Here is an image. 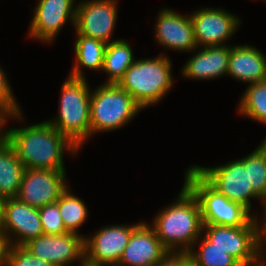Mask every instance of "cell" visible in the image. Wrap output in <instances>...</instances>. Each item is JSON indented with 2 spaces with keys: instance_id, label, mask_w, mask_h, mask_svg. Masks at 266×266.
Listing matches in <instances>:
<instances>
[{
  "instance_id": "cell-1",
  "label": "cell",
  "mask_w": 266,
  "mask_h": 266,
  "mask_svg": "<svg viewBox=\"0 0 266 266\" xmlns=\"http://www.w3.org/2000/svg\"><path fill=\"white\" fill-rule=\"evenodd\" d=\"M5 133V139L26 169L65 171L64 150L75 155L79 149L48 121L25 128H10Z\"/></svg>"
},
{
  "instance_id": "cell-2",
  "label": "cell",
  "mask_w": 266,
  "mask_h": 266,
  "mask_svg": "<svg viewBox=\"0 0 266 266\" xmlns=\"http://www.w3.org/2000/svg\"><path fill=\"white\" fill-rule=\"evenodd\" d=\"M151 227L168 251L189 252L204 232L197 198L184 185L177 201L159 211Z\"/></svg>"
},
{
  "instance_id": "cell-3",
  "label": "cell",
  "mask_w": 266,
  "mask_h": 266,
  "mask_svg": "<svg viewBox=\"0 0 266 266\" xmlns=\"http://www.w3.org/2000/svg\"><path fill=\"white\" fill-rule=\"evenodd\" d=\"M171 65V60L165 55L135 60L117 85L142 108L157 104L173 85Z\"/></svg>"
},
{
  "instance_id": "cell-4",
  "label": "cell",
  "mask_w": 266,
  "mask_h": 266,
  "mask_svg": "<svg viewBox=\"0 0 266 266\" xmlns=\"http://www.w3.org/2000/svg\"><path fill=\"white\" fill-rule=\"evenodd\" d=\"M86 81L69 75L62 85L58 117L48 121L78 148L90 136L91 92Z\"/></svg>"
},
{
  "instance_id": "cell-5",
  "label": "cell",
  "mask_w": 266,
  "mask_h": 266,
  "mask_svg": "<svg viewBox=\"0 0 266 266\" xmlns=\"http://www.w3.org/2000/svg\"><path fill=\"white\" fill-rule=\"evenodd\" d=\"M91 91L90 136L123 127L143 109L117 84H104Z\"/></svg>"
},
{
  "instance_id": "cell-6",
  "label": "cell",
  "mask_w": 266,
  "mask_h": 266,
  "mask_svg": "<svg viewBox=\"0 0 266 266\" xmlns=\"http://www.w3.org/2000/svg\"><path fill=\"white\" fill-rule=\"evenodd\" d=\"M184 185L197 198L203 225L245 226L255 215L241 204L227 199L212 188L192 166L185 174Z\"/></svg>"
},
{
  "instance_id": "cell-7",
  "label": "cell",
  "mask_w": 266,
  "mask_h": 266,
  "mask_svg": "<svg viewBox=\"0 0 266 266\" xmlns=\"http://www.w3.org/2000/svg\"><path fill=\"white\" fill-rule=\"evenodd\" d=\"M257 216L245 226L232 227L220 225H203L205 237L214 247L232 255L243 266L258 264Z\"/></svg>"
},
{
  "instance_id": "cell-8",
  "label": "cell",
  "mask_w": 266,
  "mask_h": 266,
  "mask_svg": "<svg viewBox=\"0 0 266 266\" xmlns=\"http://www.w3.org/2000/svg\"><path fill=\"white\" fill-rule=\"evenodd\" d=\"M192 168L217 192L227 199L241 204L251 212V198L262 200L249 185L248 168L240 159L223 166L206 168L193 165Z\"/></svg>"
},
{
  "instance_id": "cell-9",
  "label": "cell",
  "mask_w": 266,
  "mask_h": 266,
  "mask_svg": "<svg viewBox=\"0 0 266 266\" xmlns=\"http://www.w3.org/2000/svg\"><path fill=\"white\" fill-rule=\"evenodd\" d=\"M110 225L84 238V264L87 266H117L132 231L140 224Z\"/></svg>"
},
{
  "instance_id": "cell-10",
  "label": "cell",
  "mask_w": 266,
  "mask_h": 266,
  "mask_svg": "<svg viewBox=\"0 0 266 266\" xmlns=\"http://www.w3.org/2000/svg\"><path fill=\"white\" fill-rule=\"evenodd\" d=\"M65 171L25 169L17 198L29 206L40 208L55 203L66 186Z\"/></svg>"
},
{
  "instance_id": "cell-11",
  "label": "cell",
  "mask_w": 266,
  "mask_h": 266,
  "mask_svg": "<svg viewBox=\"0 0 266 266\" xmlns=\"http://www.w3.org/2000/svg\"><path fill=\"white\" fill-rule=\"evenodd\" d=\"M84 236L64 233L59 235H40L29 240L23 246L40 259L54 266H70L77 259L84 265Z\"/></svg>"
},
{
  "instance_id": "cell-12",
  "label": "cell",
  "mask_w": 266,
  "mask_h": 266,
  "mask_svg": "<svg viewBox=\"0 0 266 266\" xmlns=\"http://www.w3.org/2000/svg\"><path fill=\"white\" fill-rule=\"evenodd\" d=\"M116 0L82 1L76 9L75 29L80 35L95 38L106 44L116 23Z\"/></svg>"
},
{
  "instance_id": "cell-13",
  "label": "cell",
  "mask_w": 266,
  "mask_h": 266,
  "mask_svg": "<svg viewBox=\"0 0 266 266\" xmlns=\"http://www.w3.org/2000/svg\"><path fill=\"white\" fill-rule=\"evenodd\" d=\"M194 26V38L198 46L224 45L240 24L238 17L224 9L203 8L190 15ZM224 43V44H223Z\"/></svg>"
},
{
  "instance_id": "cell-14",
  "label": "cell",
  "mask_w": 266,
  "mask_h": 266,
  "mask_svg": "<svg viewBox=\"0 0 266 266\" xmlns=\"http://www.w3.org/2000/svg\"><path fill=\"white\" fill-rule=\"evenodd\" d=\"M14 234L18 236L16 240L13 239ZM43 234L38 208L25 204L17 197L7 198L2 235L8 245H24Z\"/></svg>"
},
{
  "instance_id": "cell-15",
  "label": "cell",
  "mask_w": 266,
  "mask_h": 266,
  "mask_svg": "<svg viewBox=\"0 0 266 266\" xmlns=\"http://www.w3.org/2000/svg\"><path fill=\"white\" fill-rule=\"evenodd\" d=\"M75 0H39L30 23V36L42 42H51L66 21L75 25ZM70 17V18H69Z\"/></svg>"
},
{
  "instance_id": "cell-16",
  "label": "cell",
  "mask_w": 266,
  "mask_h": 266,
  "mask_svg": "<svg viewBox=\"0 0 266 266\" xmlns=\"http://www.w3.org/2000/svg\"><path fill=\"white\" fill-rule=\"evenodd\" d=\"M167 252L155 230L141 222L132 231L117 266H155Z\"/></svg>"
},
{
  "instance_id": "cell-17",
  "label": "cell",
  "mask_w": 266,
  "mask_h": 266,
  "mask_svg": "<svg viewBox=\"0 0 266 266\" xmlns=\"http://www.w3.org/2000/svg\"><path fill=\"white\" fill-rule=\"evenodd\" d=\"M157 18L155 37L158 43L181 52H192L198 48L194 38L193 22L189 15L182 16L164 8Z\"/></svg>"
},
{
  "instance_id": "cell-18",
  "label": "cell",
  "mask_w": 266,
  "mask_h": 266,
  "mask_svg": "<svg viewBox=\"0 0 266 266\" xmlns=\"http://www.w3.org/2000/svg\"><path fill=\"white\" fill-rule=\"evenodd\" d=\"M227 75L249 84L266 81V56L250 45L230 46Z\"/></svg>"
},
{
  "instance_id": "cell-19",
  "label": "cell",
  "mask_w": 266,
  "mask_h": 266,
  "mask_svg": "<svg viewBox=\"0 0 266 266\" xmlns=\"http://www.w3.org/2000/svg\"><path fill=\"white\" fill-rule=\"evenodd\" d=\"M183 66L182 74L191 79H212L228 72L230 46L203 47Z\"/></svg>"
},
{
  "instance_id": "cell-20",
  "label": "cell",
  "mask_w": 266,
  "mask_h": 266,
  "mask_svg": "<svg viewBox=\"0 0 266 266\" xmlns=\"http://www.w3.org/2000/svg\"><path fill=\"white\" fill-rule=\"evenodd\" d=\"M25 169L7 140L0 143V195L17 197Z\"/></svg>"
},
{
  "instance_id": "cell-21",
  "label": "cell",
  "mask_w": 266,
  "mask_h": 266,
  "mask_svg": "<svg viewBox=\"0 0 266 266\" xmlns=\"http://www.w3.org/2000/svg\"><path fill=\"white\" fill-rule=\"evenodd\" d=\"M106 45L105 42L98 39L86 37L77 33V40L74 46L76 61L70 76L85 78L81 67L102 71Z\"/></svg>"
},
{
  "instance_id": "cell-22",
  "label": "cell",
  "mask_w": 266,
  "mask_h": 266,
  "mask_svg": "<svg viewBox=\"0 0 266 266\" xmlns=\"http://www.w3.org/2000/svg\"><path fill=\"white\" fill-rule=\"evenodd\" d=\"M134 60L133 50L126 40H111L106 45L102 67L109 75L105 84H118Z\"/></svg>"
},
{
  "instance_id": "cell-23",
  "label": "cell",
  "mask_w": 266,
  "mask_h": 266,
  "mask_svg": "<svg viewBox=\"0 0 266 266\" xmlns=\"http://www.w3.org/2000/svg\"><path fill=\"white\" fill-rule=\"evenodd\" d=\"M70 192L67 188L56 203L66 231L79 234L77 229L86 221L88 210L84 202Z\"/></svg>"
},
{
  "instance_id": "cell-24",
  "label": "cell",
  "mask_w": 266,
  "mask_h": 266,
  "mask_svg": "<svg viewBox=\"0 0 266 266\" xmlns=\"http://www.w3.org/2000/svg\"><path fill=\"white\" fill-rule=\"evenodd\" d=\"M239 112L266 124V81L251 83L240 100Z\"/></svg>"
},
{
  "instance_id": "cell-25",
  "label": "cell",
  "mask_w": 266,
  "mask_h": 266,
  "mask_svg": "<svg viewBox=\"0 0 266 266\" xmlns=\"http://www.w3.org/2000/svg\"><path fill=\"white\" fill-rule=\"evenodd\" d=\"M201 243L198 251H194V248L189 251L193 266H243L226 251L214 247L205 237Z\"/></svg>"
},
{
  "instance_id": "cell-26",
  "label": "cell",
  "mask_w": 266,
  "mask_h": 266,
  "mask_svg": "<svg viewBox=\"0 0 266 266\" xmlns=\"http://www.w3.org/2000/svg\"><path fill=\"white\" fill-rule=\"evenodd\" d=\"M240 161L248 168L249 185L262 200H266V152L258 146Z\"/></svg>"
},
{
  "instance_id": "cell-27",
  "label": "cell",
  "mask_w": 266,
  "mask_h": 266,
  "mask_svg": "<svg viewBox=\"0 0 266 266\" xmlns=\"http://www.w3.org/2000/svg\"><path fill=\"white\" fill-rule=\"evenodd\" d=\"M38 210L44 234L59 235L67 233L56 202L44 205Z\"/></svg>"
},
{
  "instance_id": "cell-28",
  "label": "cell",
  "mask_w": 266,
  "mask_h": 266,
  "mask_svg": "<svg viewBox=\"0 0 266 266\" xmlns=\"http://www.w3.org/2000/svg\"><path fill=\"white\" fill-rule=\"evenodd\" d=\"M5 266H54L32 255L23 245H8Z\"/></svg>"
},
{
  "instance_id": "cell-29",
  "label": "cell",
  "mask_w": 266,
  "mask_h": 266,
  "mask_svg": "<svg viewBox=\"0 0 266 266\" xmlns=\"http://www.w3.org/2000/svg\"><path fill=\"white\" fill-rule=\"evenodd\" d=\"M10 87L4 70L0 68V109L5 111L10 118L13 117L20 120L22 118L20 106L17 104Z\"/></svg>"
},
{
  "instance_id": "cell-30",
  "label": "cell",
  "mask_w": 266,
  "mask_h": 266,
  "mask_svg": "<svg viewBox=\"0 0 266 266\" xmlns=\"http://www.w3.org/2000/svg\"><path fill=\"white\" fill-rule=\"evenodd\" d=\"M155 266H193L189 252L168 251Z\"/></svg>"
},
{
  "instance_id": "cell-31",
  "label": "cell",
  "mask_w": 266,
  "mask_h": 266,
  "mask_svg": "<svg viewBox=\"0 0 266 266\" xmlns=\"http://www.w3.org/2000/svg\"><path fill=\"white\" fill-rule=\"evenodd\" d=\"M7 248L8 242L6 238L2 234H0V266H5Z\"/></svg>"
},
{
  "instance_id": "cell-32",
  "label": "cell",
  "mask_w": 266,
  "mask_h": 266,
  "mask_svg": "<svg viewBox=\"0 0 266 266\" xmlns=\"http://www.w3.org/2000/svg\"><path fill=\"white\" fill-rule=\"evenodd\" d=\"M264 201V219H265V223H261V225H258L257 224V239H266V200H263ZM264 224V225H263ZM263 225V226H262ZM262 227L261 229L259 227Z\"/></svg>"
},
{
  "instance_id": "cell-33",
  "label": "cell",
  "mask_w": 266,
  "mask_h": 266,
  "mask_svg": "<svg viewBox=\"0 0 266 266\" xmlns=\"http://www.w3.org/2000/svg\"><path fill=\"white\" fill-rule=\"evenodd\" d=\"M7 198L0 195V234H2V227L4 223L5 203Z\"/></svg>"
},
{
  "instance_id": "cell-34",
  "label": "cell",
  "mask_w": 266,
  "mask_h": 266,
  "mask_svg": "<svg viewBox=\"0 0 266 266\" xmlns=\"http://www.w3.org/2000/svg\"><path fill=\"white\" fill-rule=\"evenodd\" d=\"M7 117H10L5 111L0 109V139H5L6 133L2 131L4 123L7 121Z\"/></svg>"
},
{
  "instance_id": "cell-35",
  "label": "cell",
  "mask_w": 266,
  "mask_h": 266,
  "mask_svg": "<svg viewBox=\"0 0 266 266\" xmlns=\"http://www.w3.org/2000/svg\"><path fill=\"white\" fill-rule=\"evenodd\" d=\"M257 242H258V265H260V266H266L265 261L263 262V260L260 259V258L263 259V257H261V256H263V254H262L263 247L262 246H264L262 243L265 244L266 243V239H257Z\"/></svg>"
},
{
  "instance_id": "cell-36",
  "label": "cell",
  "mask_w": 266,
  "mask_h": 266,
  "mask_svg": "<svg viewBox=\"0 0 266 266\" xmlns=\"http://www.w3.org/2000/svg\"><path fill=\"white\" fill-rule=\"evenodd\" d=\"M259 147L266 152V137Z\"/></svg>"
}]
</instances>
